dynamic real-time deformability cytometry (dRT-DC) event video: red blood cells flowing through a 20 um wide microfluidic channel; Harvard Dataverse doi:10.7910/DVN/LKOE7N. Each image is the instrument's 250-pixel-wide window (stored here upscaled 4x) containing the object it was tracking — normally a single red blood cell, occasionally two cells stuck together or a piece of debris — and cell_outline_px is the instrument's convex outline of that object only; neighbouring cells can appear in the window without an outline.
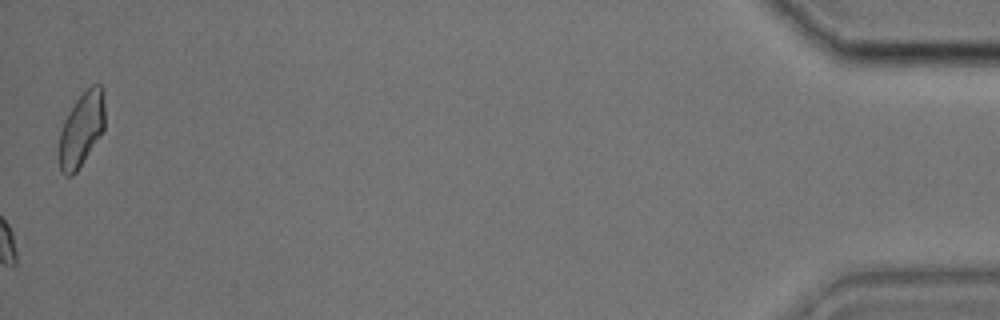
{"species": "common noctule bat (a hibernating species)", "species_latin": "Nyctalus noctula", "temperature_condition": "cold", "stored_images_in_passage": 40, "camera_frame_rate_fps": 3000, "um_per_image_px": 0.085, "animal": {"sex": "male", "body_mass_g": 17.9, "forearm_length_mm": 54.2}, "frame": {"image": 1, "passage_image": 40, "time_ms": 13.0, "image_size_px": [1000, 320], "cell_outline_px": [[104, 128], [76, 172], [72, 176], [68, 176], [60, 168], [60, 132], [64, 120], [68, 112], [76, 100], [92, 84], [100, 84], [104, 88]], "centroid_in_image_um": [6.94, 10.93], "position_along_channel_um": 428.3, "area_um2": 19.31}}